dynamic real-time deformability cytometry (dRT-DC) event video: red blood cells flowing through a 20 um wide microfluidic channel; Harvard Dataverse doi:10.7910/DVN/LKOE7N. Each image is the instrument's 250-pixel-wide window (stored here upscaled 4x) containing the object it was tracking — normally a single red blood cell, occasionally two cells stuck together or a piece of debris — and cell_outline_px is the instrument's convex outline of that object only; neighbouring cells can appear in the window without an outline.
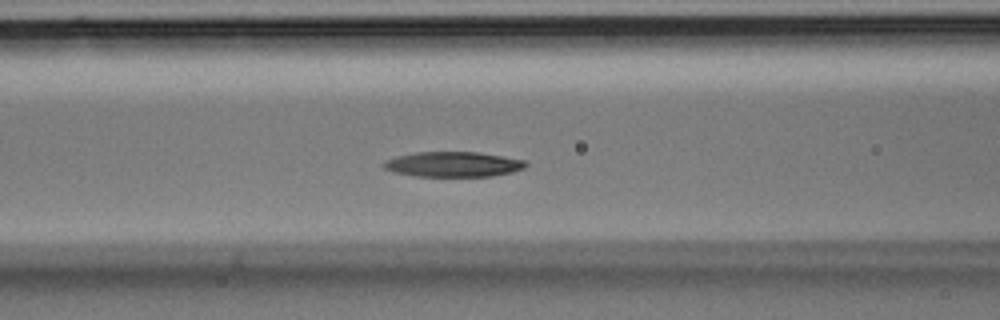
{"species": "Egyptian fruit bat (a non-hibernating species)", "species_latin": "Rousettus aegyptiacus", "temperature_condition": "room temperature", "stored_images_in_passage": 38, "camera_frame_rate_fps": 3000, "um_per_image_px": 0.085, "animal": {"sex": "male"}, "frame": {"image": 1, "passage_image": 15, "time_ms": 4.667, "image_size_px": [1000, 320], "cell_outline_px": [[528, 164], [524, 168], [512, 172], [492, 176], [412, 176], [396, 172], [384, 168], [384, 164], [388, 160], [396, 156], [416, 152], [476, 152], [524, 160]], "centroid_in_image_um": [38.54, 13.97], "position_along_channel_um": 128.1, "area_um2": 20.52}}
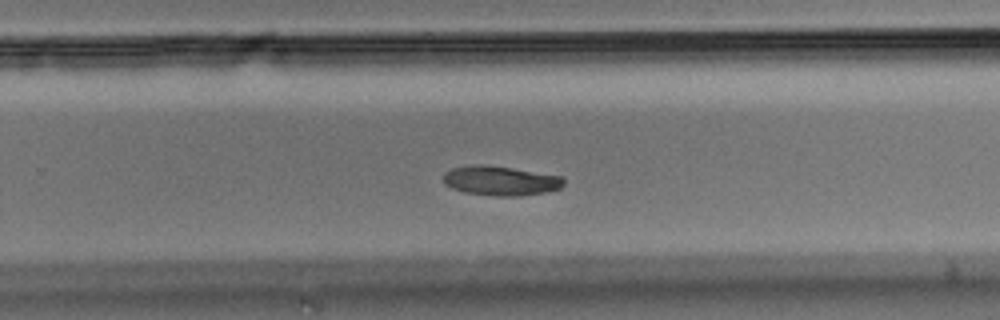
{"frame": {"image": 2, "passage_image": 24, "time_ms": 7.667, "image_size_px": [1000, 320], "cell_outline_px": [[564, 184], [560, 188], [544, 192], [520, 196], [500, 196], [464, 192], [452, 188], [444, 184], [444, 172], [452, 168], [476, 164], [484, 164], [512, 168], [564, 176]], "centroid_in_image_um": [42.55, 15.35], "position_along_channel_um": 287.2, "area_um2": 20.69}}
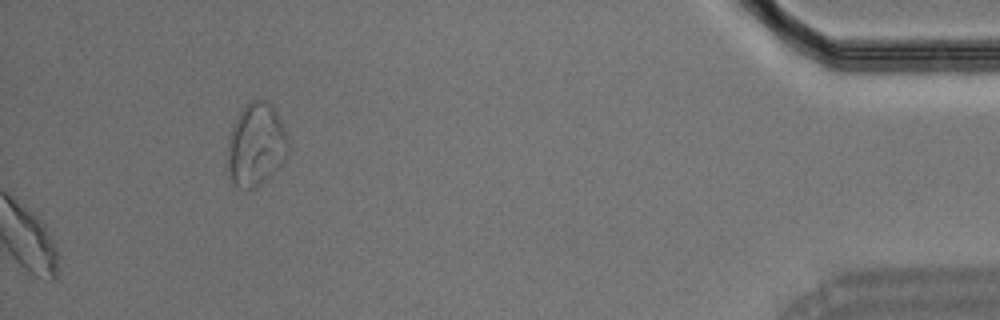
{"frame": {"image": 3, "passage_image": 38, "time_ms": 12.333, "image_size_px": [1000, 320], "cell_outline_px": [[288, 156], [252, 192], [240, 188], [232, 184], [228, 172], [228, 140], [232, 124], [236, 116], [244, 104], [252, 100], [268, 100], [272, 104], [288, 136]], "centroid_in_image_um": [21.74, 12.3], "position_along_channel_um": 413.5, "area_um2": 29.71}}